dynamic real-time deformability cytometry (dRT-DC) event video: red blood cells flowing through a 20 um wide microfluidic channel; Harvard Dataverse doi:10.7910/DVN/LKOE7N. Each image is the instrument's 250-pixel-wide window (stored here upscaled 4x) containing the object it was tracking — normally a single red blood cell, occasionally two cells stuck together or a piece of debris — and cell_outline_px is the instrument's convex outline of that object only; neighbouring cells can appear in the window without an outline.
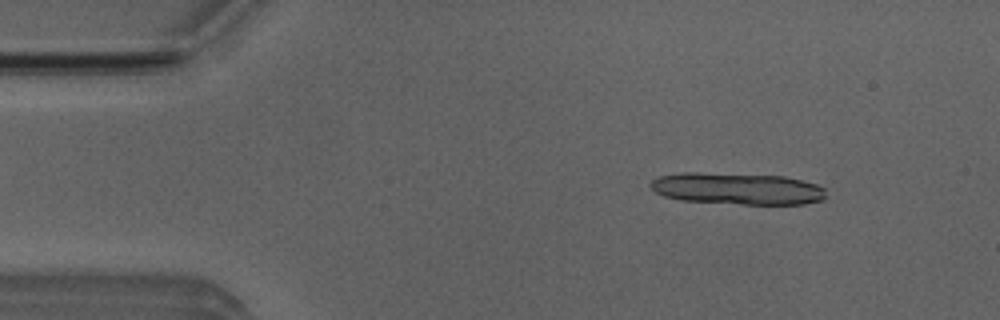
{"species": "Egyptian fruit bat (a non-hibernating species)", "species_latin": "Rousettus aegyptiacus", "temperature_condition": "room temperature", "stored_images_in_passage": 15, "camera_frame_rate_fps": 3000, "um_per_image_px": 0.085, "animal": {"sex": "male"}, "frame": {"image": 1, "passage_image": 5, "time_ms": 1.333, "image_size_px": [1000, 320], "cell_outline_px": [[824, 200], [804, 204], [744, 204], [680, 200], [664, 196], [656, 192], [648, 184], [652, 180], [660, 176], [684, 172], [696, 172], [784, 176], [816, 184], [824, 188]], "centroid_in_image_um": [62.66, 16.03], "position_along_channel_um": 22.3, "area_um2": 32.37}}